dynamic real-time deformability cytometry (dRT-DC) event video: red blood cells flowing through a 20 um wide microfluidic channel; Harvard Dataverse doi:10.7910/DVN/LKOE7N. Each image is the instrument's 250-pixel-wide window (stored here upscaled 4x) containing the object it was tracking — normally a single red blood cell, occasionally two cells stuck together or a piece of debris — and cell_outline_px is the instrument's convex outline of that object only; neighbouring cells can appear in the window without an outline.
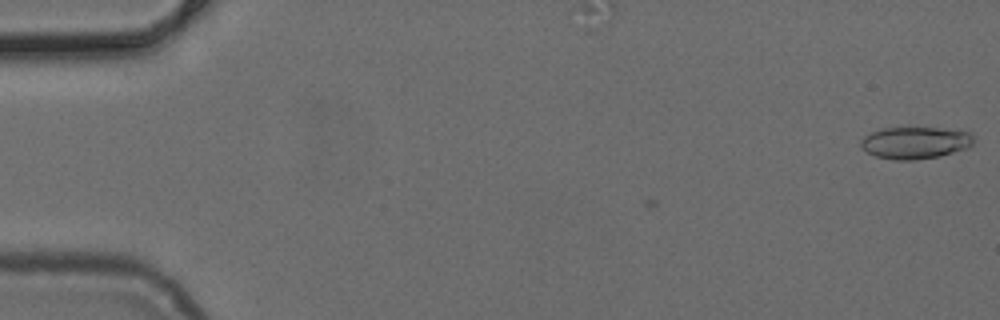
{"species": "common noctule bat (a hibernating species)", "species_latin": "Nyctalus noctula", "temperature_condition": "cold", "stored_images_in_passage": 5, "camera_frame_rate_fps": 3000, "um_per_image_px": 0.085, "animal": {"sex": "female", "body_mass_g": 24.6, "forearm_length_mm": 56.2}, "frame": {"image": 1, "passage_image": 1, "time_ms": 0.0, "image_size_px": [1000, 320], "cell_outline_px": [[976, 136], [972, 144], [968, 148], [940, 156], [916, 160], [892, 160], [876, 156], [868, 152], [860, 144], [860, 140], [864, 136], [872, 132], [884, 128], [968, 128]], "centroid_in_image_um": [77.91, 12.11], "position_along_channel_um": 7.1, "area_um2": 21.56}}